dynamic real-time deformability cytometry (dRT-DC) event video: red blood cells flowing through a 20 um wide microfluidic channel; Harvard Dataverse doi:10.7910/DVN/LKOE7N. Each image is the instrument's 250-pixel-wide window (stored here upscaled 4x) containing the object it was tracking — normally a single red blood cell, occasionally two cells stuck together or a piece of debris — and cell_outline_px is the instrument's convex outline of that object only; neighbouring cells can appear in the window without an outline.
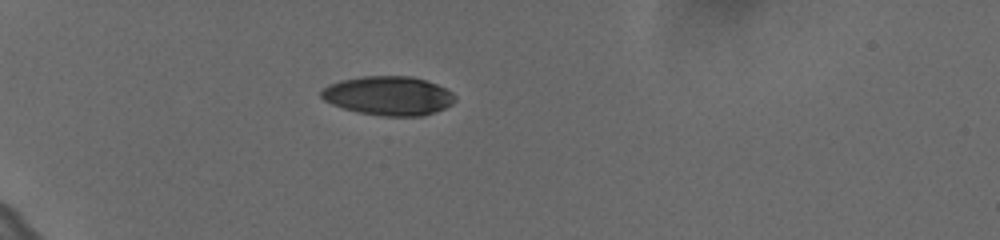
{"species": "human", "species_latin": "Homo sapiens", "temperature_condition": "cold", "stored_images_in_passage": 41, "camera_frame_rate_fps": 3000, "um_per_image_px": 0.085, "donor": {"sex": "female"}, "frame": {"image": 1, "passage_image": 1, "time_ms": 0.0, "image_size_px": [1000, 240], "cell_outline_px": [[456, 100], [452, 104], [436, 112], [424, 116], [380, 116], [356, 112], [332, 104], [324, 100], [320, 96], [320, 92], [328, 84], [340, 80], [360, 76], [412, 76], [436, 84], [452, 92], [456, 96]], "centroid_in_image_um": [33.01, 8.14], "position_along_channel_um": 52.0, "area_um2": 30.63}}
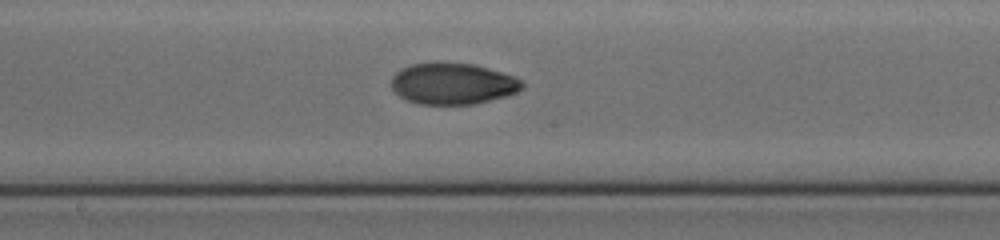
{"frame": {"image": 2, "passage_image": 17, "time_ms": 5.333, "image_size_px": [1000, 240], "cell_outline_px": [[524, 88], [516, 92], [504, 96], [472, 104], [416, 104], [400, 96], [392, 88], [392, 76], [396, 72], [412, 64], [436, 60], [472, 64], [488, 68], [516, 76], [524, 84]], "centroid_in_image_um": [38.47, 7.08], "position_along_channel_um": 209.7, "area_um2": 31.73}}
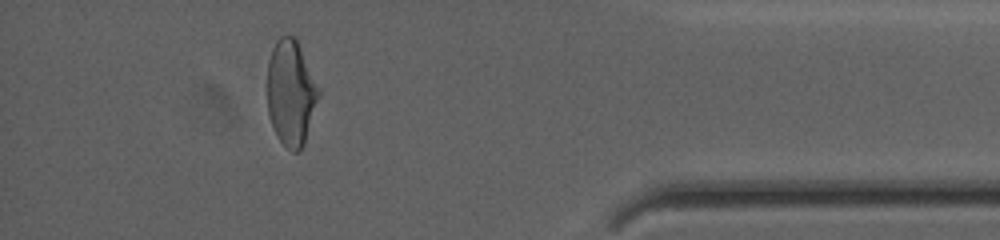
{"frame": {"image": 3, "passage_image": 36, "time_ms": 11.667, "image_size_px": [1000, 240], "cell_outline_px": [[320, 96], [304, 144], [296, 152], [292, 152], [276, 136], [272, 128], [268, 112], [268, 60], [272, 48], [276, 40], [280, 36], [296, 36], [320, 92]], "centroid_in_image_um": [24.72, 7.88], "position_along_channel_um": 410.5, "area_um2": 31.56}, "authors_computed_cell_mechanics": {"area_um2": 31.6166, "velocity_mm_per_s": 3.6423, "shape_relaxation_time_tau1_ms": 5.3015, "shape_relaxation_time_tau2_ms": 5.4197, "deformation_change_tau1": 0.1791, "deformation_change_tau2": 0.0538}}